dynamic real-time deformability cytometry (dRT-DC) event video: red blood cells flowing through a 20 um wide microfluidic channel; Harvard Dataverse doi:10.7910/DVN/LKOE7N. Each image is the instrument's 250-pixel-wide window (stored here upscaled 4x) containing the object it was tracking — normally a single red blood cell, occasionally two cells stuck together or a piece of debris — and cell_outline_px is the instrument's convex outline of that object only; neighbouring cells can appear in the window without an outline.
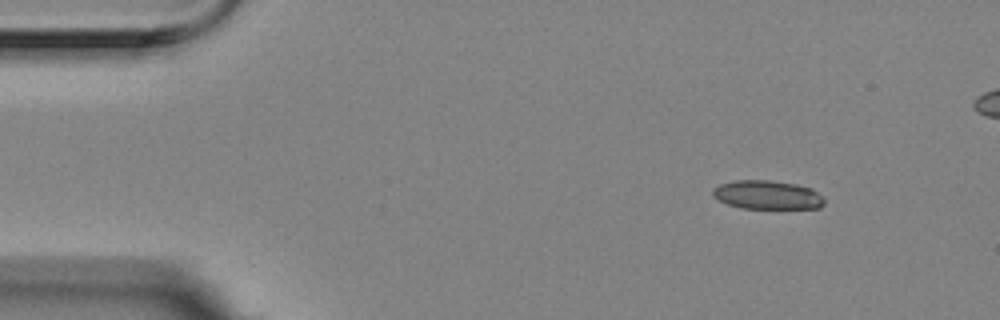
{"species": "Egyptian fruit bat (a non-hibernating species)", "species_latin": "Rousettus aegyptiacus", "temperature_condition": "room temperature", "stored_images_in_passage": 6, "camera_frame_rate_fps": 3000, "um_per_image_px": 0.085, "animal": {"sex": "female"}, "frame": {"image": 1, "passage_image": 1, "time_ms": 0.0, "image_size_px": [1000, 320], "cell_outline_px": [[824, 204], [820, 208], [740, 208], [728, 204], [712, 196], [712, 188], [720, 184], [732, 180], [772, 180], [796, 184], [812, 188], [824, 200]], "centroid_in_image_um": [65.19, 16.55], "position_along_channel_um": 19.8, "area_um2": 18.73}}
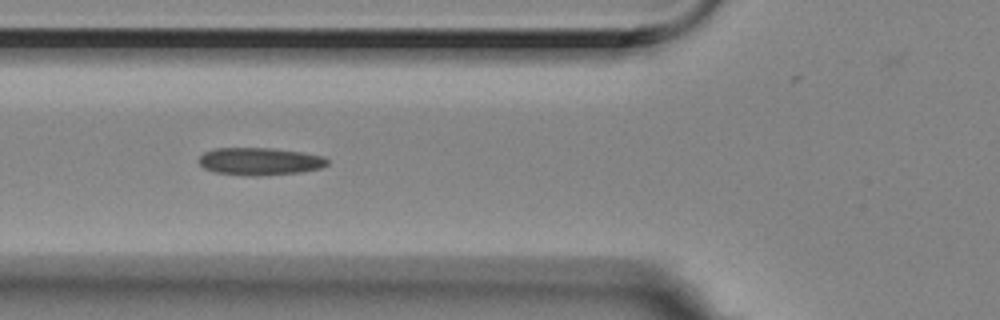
{"frame": {"image": 2, "passage_image": 5, "time_ms": 1.333, "image_size_px": [1000, 320], "cell_outline_px": [[328, 164], [320, 168], [300, 172], [256, 176], [248, 176], [216, 172], [204, 168], [200, 164], [200, 156], [204, 152], [216, 148], [272, 148], [300, 152], [324, 156], [328, 160]], "centroid_in_image_um": [22.09, 13.71], "position_along_channel_um": 103.7, "area_um2": 20.46}}
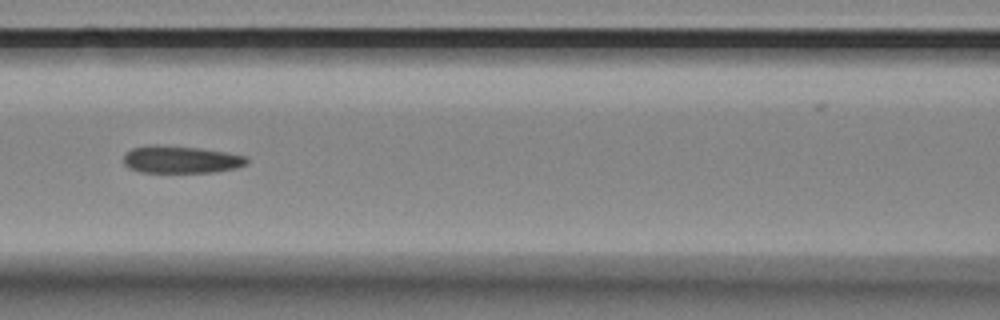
{"frame": {"image": 3, "passage_image": 6, "time_ms": 1.667, "image_size_px": [1000, 320], "cell_outline_px": [[248, 164], [236, 168], [212, 172], [140, 172], [128, 168], [124, 164], [124, 152], [132, 148], [152, 144], [200, 148], [224, 152], [244, 156], [248, 160]], "centroid_in_image_um": [15.33, 13.56], "position_along_channel_um": 151.3, "area_um2": 19.65}}